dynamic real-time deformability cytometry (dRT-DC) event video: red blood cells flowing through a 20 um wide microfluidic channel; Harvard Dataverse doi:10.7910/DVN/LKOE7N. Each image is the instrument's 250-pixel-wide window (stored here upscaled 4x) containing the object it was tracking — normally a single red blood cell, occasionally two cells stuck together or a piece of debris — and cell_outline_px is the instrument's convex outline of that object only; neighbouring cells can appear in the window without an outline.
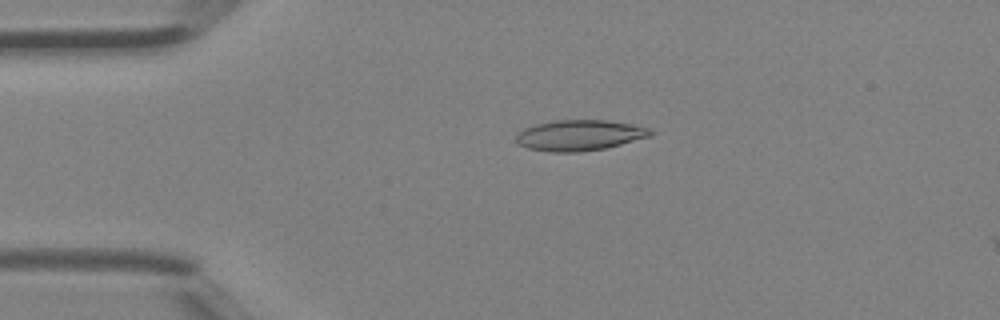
{"species": "Egyptian fruit bat (a non-hibernating species)", "species_latin": "Rousettus aegyptiacus", "temperature_condition": "room temperature", "stored_images_in_passage": 4, "camera_frame_rate_fps": 3000, "um_per_image_px": 0.085, "animal": {"sex": "female"}, "frame": {"image": 1, "passage_image": 2, "time_ms": 0.333, "image_size_px": [1000, 320], "cell_outline_px": [[656, 132], [652, 136], [604, 148], [576, 152], [552, 152], [528, 148], [520, 144], [516, 140], [516, 136], [524, 128], [536, 124], [552, 120], [608, 120], [632, 124], [648, 128]], "centroid_in_image_um": [49.29, 11.48], "position_along_channel_um": 35.7, "area_um2": 23.93}}
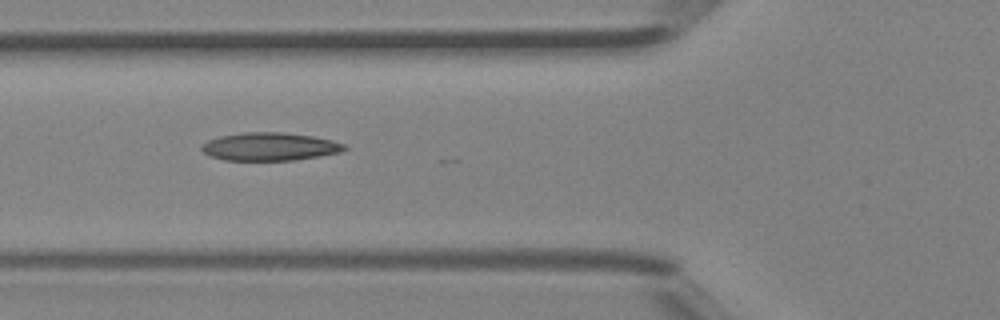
{"frame": {"image": 2, "passage_image": 4, "time_ms": 1.0, "image_size_px": [1000, 320], "cell_outline_px": [[348, 148], [340, 152], [320, 156], [296, 160], [224, 160], [212, 156], [204, 152], [200, 148], [200, 144], [208, 140], [220, 136], [244, 132], [284, 132], [312, 136], [332, 140], [344, 144]], "centroid_in_image_um": [22.92, 12.46], "position_along_channel_um": 102.9, "area_um2": 23.35}}